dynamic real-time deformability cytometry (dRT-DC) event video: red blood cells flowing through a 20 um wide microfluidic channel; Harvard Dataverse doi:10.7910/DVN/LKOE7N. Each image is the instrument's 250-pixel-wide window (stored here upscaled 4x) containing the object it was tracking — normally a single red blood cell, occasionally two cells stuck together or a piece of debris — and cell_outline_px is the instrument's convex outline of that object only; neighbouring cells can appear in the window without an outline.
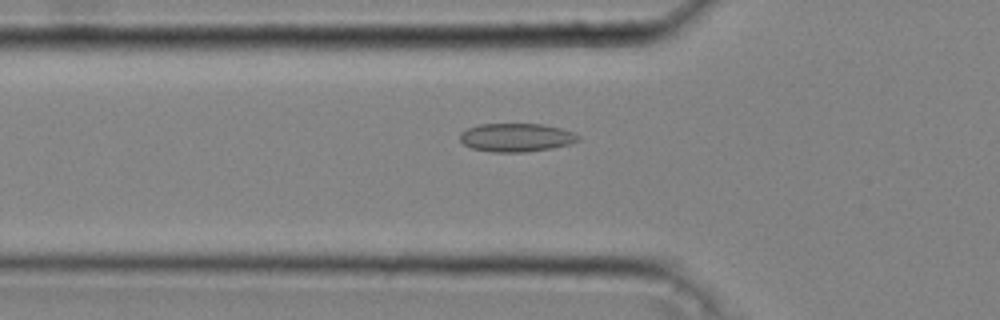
{"species": "common noctule bat (a hibernating species)", "species_latin": "Nyctalus noctula", "temperature_condition": "cold", "stored_images_in_passage": 39, "camera_frame_rate_fps": 3000, "um_per_image_px": 0.085, "animal": {"sex": "male", "body_mass_g": 20.4}, "frame": {"image": 1, "passage_image": 13, "time_ms": 4.0, "image_size_px": [1000, 320], "cell_outline_px": [[580, 140], [572, 144], [552, 148], [524, 152], [492, 152], [472, 148], [464, 144], [460, 140], [460, 132], [468, 128], [480, 124], [540, 124], [560, 128], [572, 132], [580, 136]], "centroid_in_image_um": [43.89, 11.69], "position_along_channel_um": 81.9, "area_um2": 19.59}}
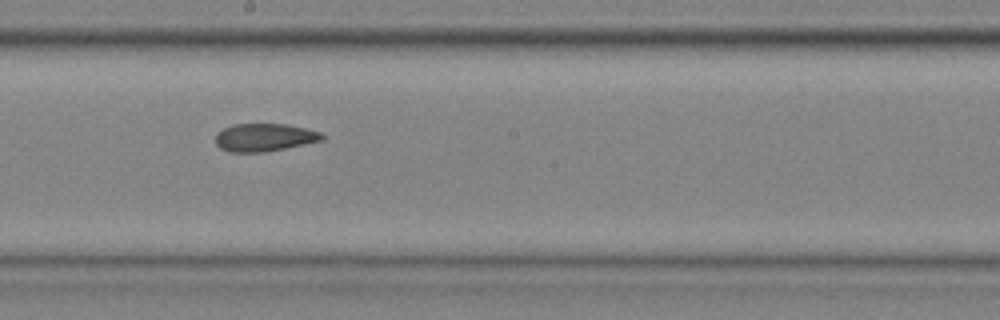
{"frame": {"image": 2, "passage_image": 23, "time_ms": 7.333, "image_size_px": [1000, 320], "cell_outline_px": [[324, 140], [264, 152], [228, 152], [220, 148], [216, 144], [216, 132], [232, 124], [288, 124], [320, 132], [324, 136]], "centroid_in_image_um": [22.44, 11.68], "position_along_channel_um": 225.8, "area_um2": 17.28}}
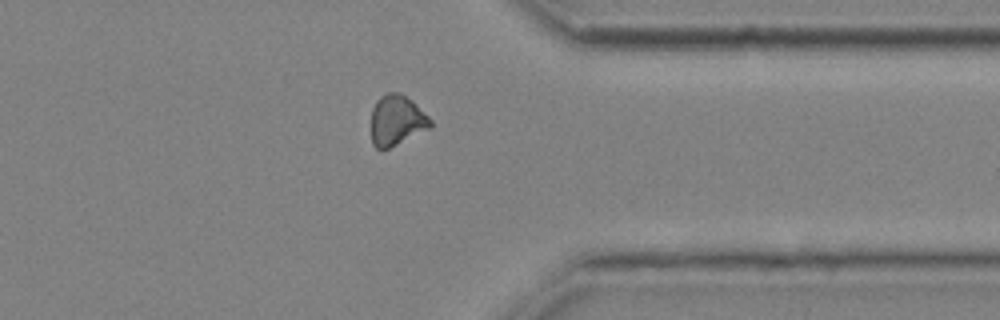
{"frame": {"image": 3, "passage_image": 34, "time_ms": 11.0, "image_size_px": [1000, 320], "cell_outline_px": [[432, 128], [388, 148], [376, 148], [372, 144], [372, 108], [376, 100], [380, 96], [388, 92], [400, 92], [412, 100], [432, 120]], "centroid_in_image_um": [33.73, 10.21], "position_along_channel_um": 377.7, "area_um2": 17.46}, "authors_computed_cell_mechanics": {"area_um2": 17.918, "velocity_mm_per_s": 4.3122, "shape_relaxation_time_tau1_ms": null, "shape_relaxation_time_tau2_ms": 1.8664, "deformation_change_tau1": null, "deformation_change_tau2": 0.065}}